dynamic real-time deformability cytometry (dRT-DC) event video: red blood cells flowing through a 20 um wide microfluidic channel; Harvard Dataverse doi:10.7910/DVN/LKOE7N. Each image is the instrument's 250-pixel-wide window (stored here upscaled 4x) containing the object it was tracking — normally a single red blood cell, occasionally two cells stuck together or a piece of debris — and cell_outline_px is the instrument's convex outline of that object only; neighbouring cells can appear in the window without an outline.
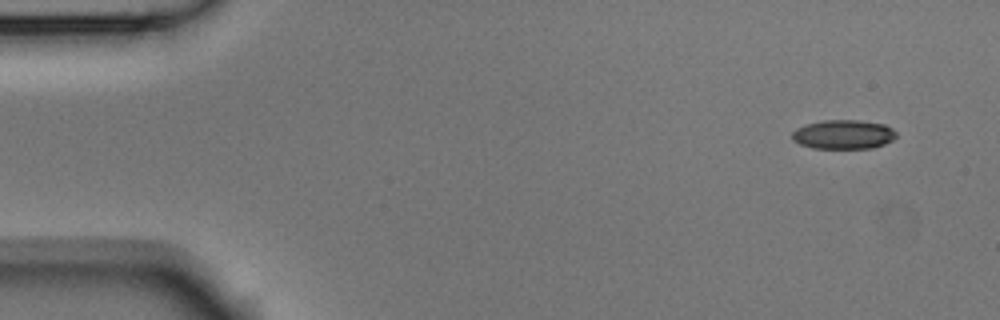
{"species": "Egyptian fruit bat (a non-hibernating species)", "species_latin": "Rousettus aegyptiacus", "temperature_condition": "room temperature", "stored_images_in_passage": 51, "camera_frame_rate_fps": 3000, "um_per_image_px": 0.085, "animal": {"sex": "male"}, "frame": {"image": 1, "passage_image": 1, "time_ms": 0.0, "image_size_px": [1000, 320], "cell_outline_px": [[896, 136], [892, 140], [884, 144], [872, 148], [812, 148], [800, 144], [792, 140], [792, 132], [796, 128], [804, 124], [824, 120], [860, 120], [884, 124], [892, 128], [896, 132]], "centroid_in_image_um": [71.67, 11.42], "position_along_channel_um": 13.3, "area_um2": 17.8}}
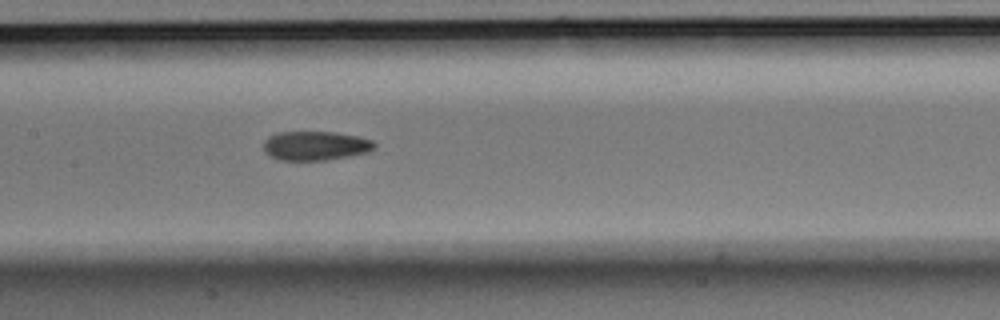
{"frame": {"image": 2, "passage_image": 23, "time_ms": 7.333, "image_size_px": [1000, 320], "cell_outline_px": [[376, 148], [368, 152], [348, 156], [324, 160], [280, 160], [268, 156], [264, 152], [264, 140], [268, 136], [276, 132], [336, 132], [356, 136], [372, 140], [376, 144]], "centroid_in_image_um": [26.78, 12.38], "position_along_channel_um": 180.6, "area_um2": 18.96}}
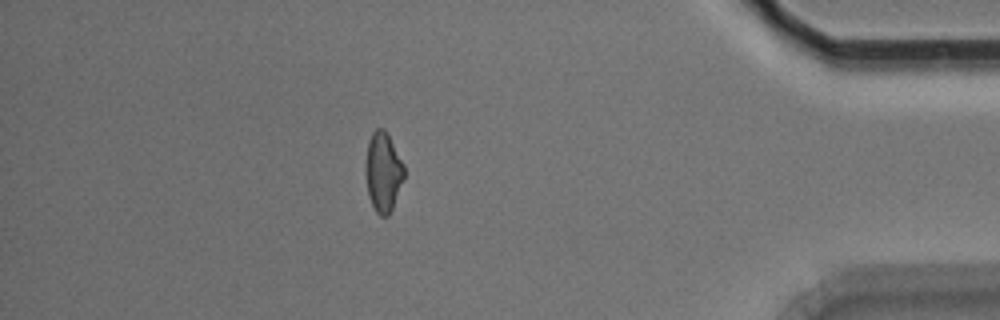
{"frame": {"image": 3, "passage_image": 44, "time_ms": 14.333, "image_size_px": [1000, 320], "cell_outline_px": [[404, 176], [392, 208], [388, 216], [380, 216], [376, 212], [368, 196], [364, 168], [368, 140], [372, 132], [376, 128], [384, 128], [404, 164]], "centroid_in_image_um": [32.53, 14.6], "position_along_channel_um": 402.7, "area_um2": 17.86}, "authors_computed_cell_mechanics": {"area_um2": 18.6694, "velocity_mm_per_s": 3.7783, "shape_relaxation_time_tau1_ms": 7.0572, "shape_relaxation_time_tau2_ms": 3.5963, "deformation_change_tau1": 0.1394, "deformation_change_tau2": 0.1077}}